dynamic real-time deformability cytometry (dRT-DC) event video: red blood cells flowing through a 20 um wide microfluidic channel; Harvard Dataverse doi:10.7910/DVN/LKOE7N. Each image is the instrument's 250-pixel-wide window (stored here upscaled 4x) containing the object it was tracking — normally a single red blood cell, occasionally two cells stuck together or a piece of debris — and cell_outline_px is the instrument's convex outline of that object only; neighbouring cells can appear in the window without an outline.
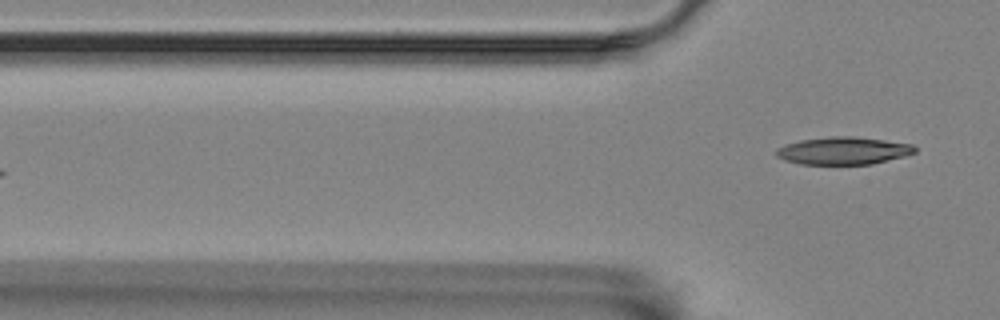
{"species": "Egyptian fruit bat (a non-hibernating species)", "species_latin": "Rousettus aegyptiacus", "temperature_condition": "room temperature", "stored_images_in_passage": 7, "segment_of_instrument_passage": [2, 2], "camera_frame_rate_fps": 3000, "um_per_image_px": 0.085, "animal": {"sex": "female"}, "frame": {"image": 1, "passage_image": 7, "time_ms": 2.0, "image_size_px": [1000, 320], "cell_outline_px": [[916, 152], [904, 156], [872, 164], [800, 164], [784, 160], [776, 156], [776, 148], [800, 140], [832, 136], [852, 136], [884, 140], [912, 144], [916, 148]], "centroid_in_image_um": [71.67, 12.81], "position_along_channel_um": 54.1, "area_um2": 22.14}}